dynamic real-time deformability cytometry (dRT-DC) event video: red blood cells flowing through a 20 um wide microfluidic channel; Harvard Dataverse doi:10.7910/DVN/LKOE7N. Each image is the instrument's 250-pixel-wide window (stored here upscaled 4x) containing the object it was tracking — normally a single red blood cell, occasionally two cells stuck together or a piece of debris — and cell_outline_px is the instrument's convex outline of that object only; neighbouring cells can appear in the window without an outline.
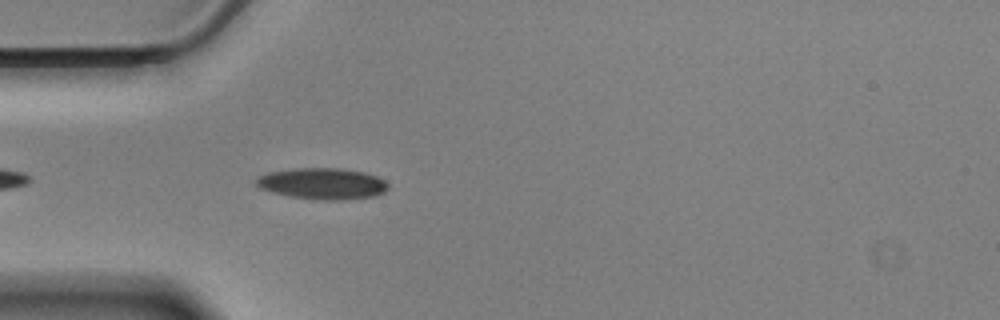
{"species": "Egyptian fruit bat (a non-hibernating species)", "species_latin": "Rousettus aegyptiacus", "temperature_condition": "cold", "stored_images_in_passage": 11, "camera_frame_rate_fps": 3000, "um_per_image_px": 0.085, "animal": {"sex": "male"}, "frame": {"image": 1, "passage_image": 4, "time_ms": 1.0, "image_size_px": [1000, 320], "cell_outline_px": [[388, 188], [384, 192], [376, 196], [340, 200], [316, 200], [288, 196], [272, 192], [260, 188], [256, 184], [256, 176], [268, 172], [296, 168], [340, 168], [364, 172], [376, 176], [384, 180], [388, 184]], "centroid_in_image_um": [27.39, 15.61], "position_along_channel_um": 57.6, "area_um2": 24.22}}
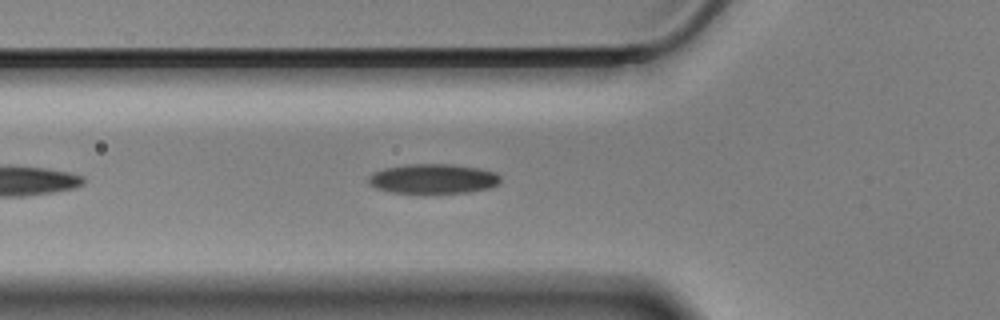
{"frame": {"image": 2, "passage_image": 7, "time_ms": 2.0, "image_size_px": [1000, 320], "cell_outline_px": [[500, 184], [488, 188], [468, 192], [424, 196], [392, 192], [376, 188], [368, 184], [368, 176], [372, 172], [384, 168], [408, 164], [452, 164], [480, 168], [496, 172], [500, 176]], "centroid_in_image_um": [36.79, 15.23], "position_along_channel_um": 89.0, "area_um2": 23.87}}